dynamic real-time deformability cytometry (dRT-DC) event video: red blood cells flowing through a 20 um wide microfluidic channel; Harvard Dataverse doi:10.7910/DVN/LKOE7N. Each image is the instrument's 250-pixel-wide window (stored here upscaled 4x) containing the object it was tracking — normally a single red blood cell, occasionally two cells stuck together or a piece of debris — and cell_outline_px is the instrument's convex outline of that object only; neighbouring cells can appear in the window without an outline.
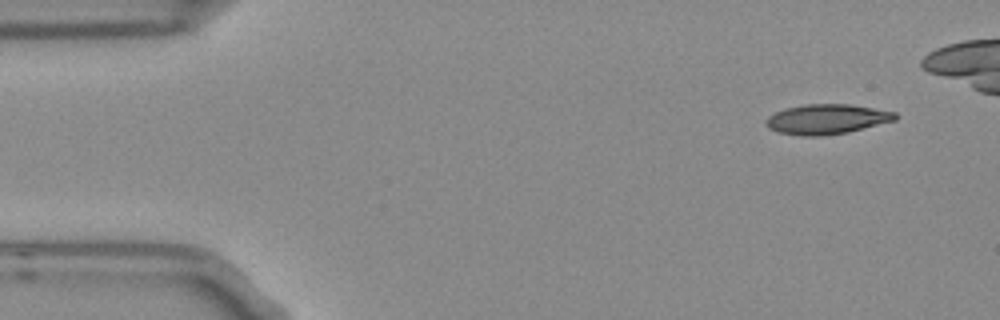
{"species": "Egyptian fruit bat (a non-hibernating species)", "species_latin": "Rousettus aegyptiacus", "temperature_condition": "room temperature", "stored_images_in_passage": 4, "camera_frame_rate_fps": 3000, "um_per_image_px": 0.085, "frame": {"image": 1, "passage_image": 1, "time_ms": 0.0, "image_size_px": [1000, 320], "cell_outline_px": [[896, 120], [848, 132], [824, 136], [804, 136], [776, 132], [768, 128], [764, 124], [764, 120], [768, 116], [784, 108], [804, 104], [852, 104], [896, 112]], "centroid_in_image_um": [70.23, 10.13], "position_along_channel_um": 14.8, "area_um2": 22.77}}